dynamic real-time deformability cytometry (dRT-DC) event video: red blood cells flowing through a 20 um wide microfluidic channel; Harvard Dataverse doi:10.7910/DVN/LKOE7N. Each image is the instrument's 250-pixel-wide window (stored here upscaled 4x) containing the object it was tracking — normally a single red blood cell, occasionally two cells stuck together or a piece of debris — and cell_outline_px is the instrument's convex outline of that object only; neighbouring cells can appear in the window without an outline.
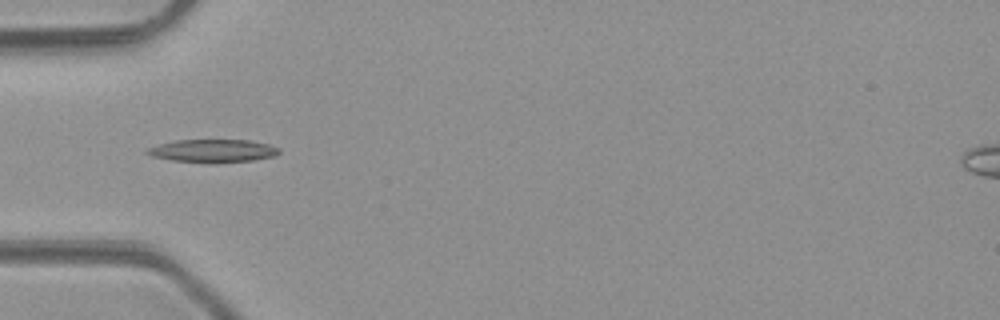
{"species": "common noctule bat (a hibernating species)", "species_latin": "Nyctalus noctula", "temperature_condition": "room temperature", "stored_images_in_passage": 4, "camera_frame_rate_fps": 3000, "um_per_image_px": 0.085, "animal": {"sex": "male", "body_mass_g": 23.1, "forearm_length_mm": 52.7}, "frame": {"image": 1, "passage_image": 3, "time_ms": 3.0, "image_size_px": [1000, 320], "cell_outline_px": [[280, 152], [276, 156], [252, 160], [212, 164], [172, 160], [152, 156], [144, 152], [148, 148], [160, 144], [176, 140], [252, 140], [268, 144], [280, 148]], "centroid_in_image_um": [18.13, 12.83], "position_along_channel_um": 66.9, "area_um2": 17.86}}
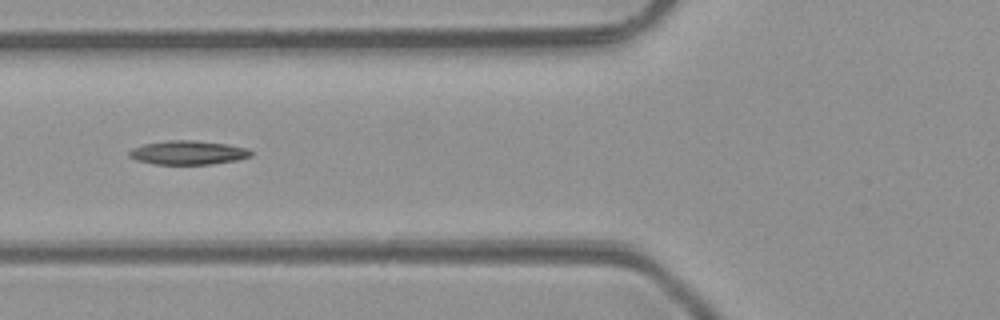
{"frame": {"image": 2, "passage_image": 4, "time_ms": 4.0, "image_size_px": [1000, 320], "cell_outline_px": [[252, 156], [236, 160], [212, 164], [156, 164], [136, 160], [128, 156], [128, 152], [132, 148], [144, 144], [168, 140], [192, 140], [228, 144], [248, 148], [252, 152]], "centroid_in_image_um": [15.99, 12.97], "position_along_channel_um": 109.8, "area_um2": 16.99}}